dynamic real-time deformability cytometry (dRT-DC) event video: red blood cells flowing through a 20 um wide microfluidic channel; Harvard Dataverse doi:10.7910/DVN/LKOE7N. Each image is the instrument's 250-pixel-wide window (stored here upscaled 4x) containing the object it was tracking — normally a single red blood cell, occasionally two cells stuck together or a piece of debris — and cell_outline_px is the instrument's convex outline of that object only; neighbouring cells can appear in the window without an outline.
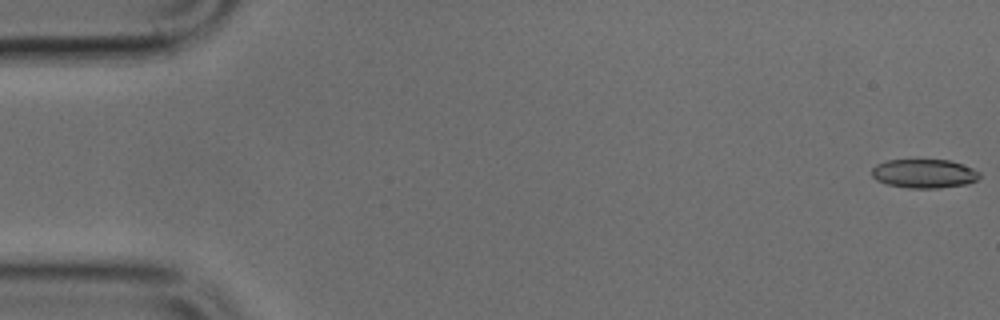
{"species": "common noctule bat (a hibernating species)", "species_latin": "Nyctalus noctula", "temperature_condition": "cold", "stored_images_in_passage": 19, "camera_frame_rate_fps": 3000, "um_per_image_px": 0.085, "animal": {"sex": "male", "body_mass_g": 17.9, "forearm_length_mm": 54.2}, "frame": {"image": 1, "passage_image": 1, "time_ms": 0.0, "image_size_px": [1000, 320], "cell_outline_px": [[980, 176], [976, 180], [968, 184], [940, 188], [908, 188], [888, 184], [876, 180], [872, 176], [872, 168], [876, 164], [888, 160], [952, 160], [972, 168], [980, 172]], "centroid_in_image_um": [78.56, 14.75], "position_along_channel_um": 6.4, "area_um2": 18.21}}
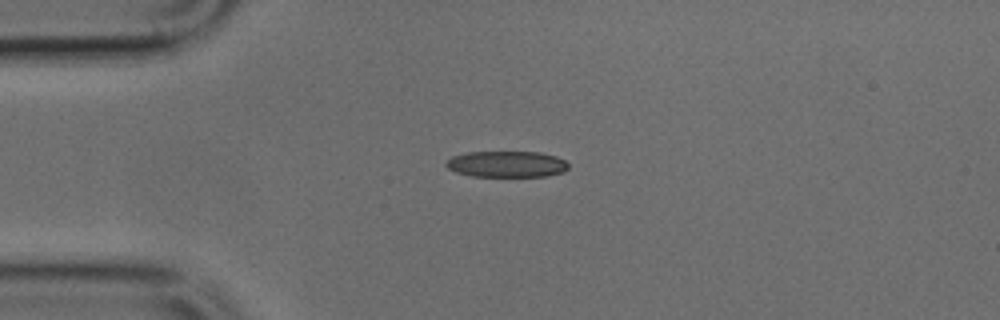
{"frame": {"image": 2, "passage_image": 12, "time_ms": 3.667, "image_size_px": [1000, 320], "cell_outline_px": [[568, 168], [564, 172], [548, 176], [472, 176], [456, 172], [448, 168], [444, 164], [444, 160], [452, 156], [468, 152], [540, 152], [556, 156], [564, 160], [568, 164]], "centroid_in_image_um": [43.05, 13.95], "position_along_channel_um": 41.9, "area_um2": 18.79}}
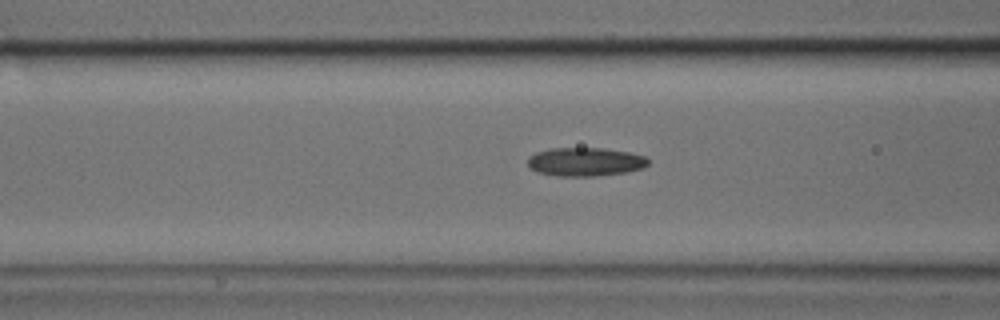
{"frame": {"image": 3, "passage_image": 19, "time_ms": 6.0, "image_size_px": [1000, 320], "cell_outline_px": [[648, 164], [644, 168], [628, 172], [596, 176], [556, 176], [540, 172], [528, 168], [528, 156], [536, 152], [552, 148], [604, 148], [628, 152], [644, 156], [648, 160]], "centroid_in_image_um": [49.74, 13.76], "position_along_channel_um": 116.9, "area_um2": 20.17}}